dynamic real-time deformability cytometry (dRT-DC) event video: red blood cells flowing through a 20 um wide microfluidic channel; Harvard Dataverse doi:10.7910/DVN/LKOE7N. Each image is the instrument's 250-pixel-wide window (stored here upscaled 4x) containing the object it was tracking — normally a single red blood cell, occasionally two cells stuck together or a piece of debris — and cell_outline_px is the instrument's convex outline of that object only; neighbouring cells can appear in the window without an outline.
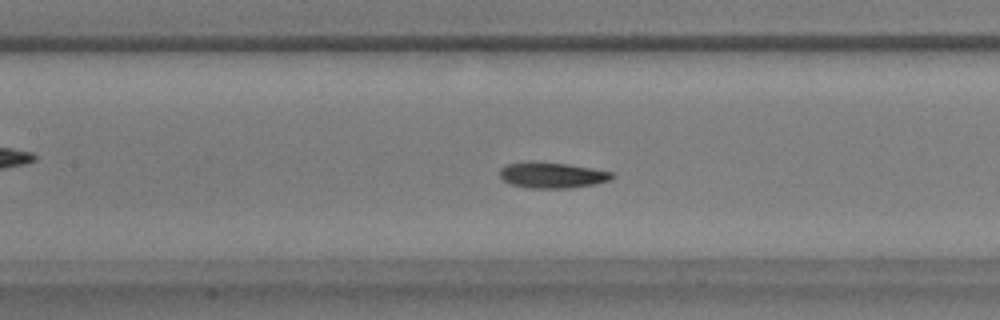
{"species": "common noctule bat (a hibernating species)", "species_latin": "Nyctalus noctula", "temperature_condition": "warm", "stored_images_in_passage": 50, "camera_frame_rate_fps": 3000, "um_per_image_px": 0.085, "animal": {"sex": "male", "body_mass_g": 17.9}, "frame": {"image": 1, "passage_image": 22, "time_ms": 7.0, "image_size_px": [1000, 320], "cell_outline_px": [[616, 176], [608, 180], [592, 184], [568, 188], [532, 188], [508, 184], [500, 176], [500, 168], [508, 164], [568, 164], [592, 168], [612, 172]], "centroid_in_image_um": [46.96, 14.93], "position_along_channel_um": 160.4, "area_um2": 16.07}}
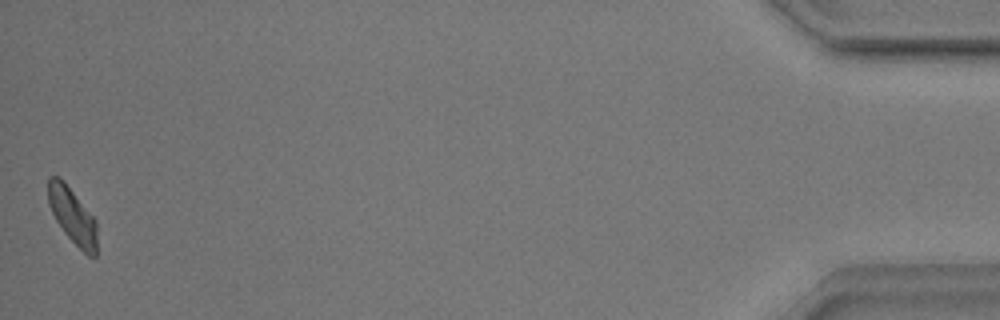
{"frame": {"image": 2, "passage_image": 50, "time_ms": 16.333, "image_size_px": [1000, 320], "cell_outline_px": [[96, 256], [88, 256], [64, 232], [56, 220], [48, 204], [48, 176], [60, 176], [64, 180], [96, 220]], "centroid_in_image_um": [6.14, 18.29], "position_along_channel_um": 429.1, "area_um2": 15.78}, "authors_computed_cell_mechanics": {"area_um2": 16.5308, "velocity_mm_per_s": 3.8604, "shape_relaxation_time_tau1_ms": 3.1552, "shape_relaxation_time_tau2_ms": 3.16, "deformation_change_tau1": 0.1501, "deformation_change_tau2": 0.0844}}